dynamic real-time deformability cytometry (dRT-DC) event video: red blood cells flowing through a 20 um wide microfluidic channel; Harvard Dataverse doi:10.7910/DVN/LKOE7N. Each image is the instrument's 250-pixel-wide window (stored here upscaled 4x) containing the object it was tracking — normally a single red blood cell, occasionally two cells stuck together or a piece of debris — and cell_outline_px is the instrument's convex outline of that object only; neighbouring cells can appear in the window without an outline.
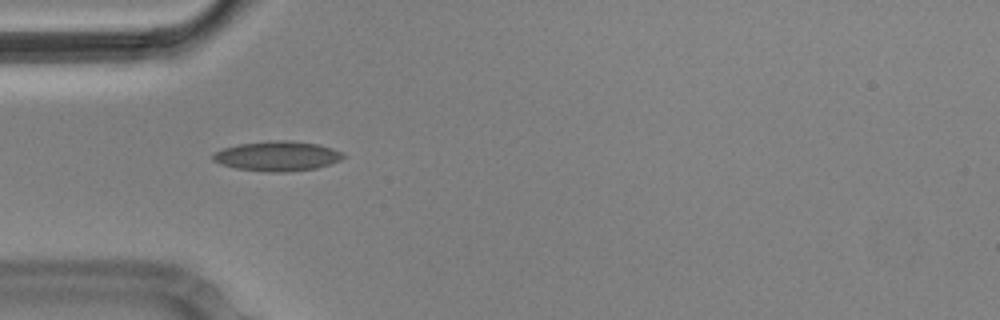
{"species": "Egyptian fruit bat (a non-hibernating species)", "species_latin": "Rousettus aegyptiacus", "temperature_condition": "cold", "stored_images_in_passage": 42, "camera_frame_rate_fps": 3000, "um_per_image_px": 0.085, "animal": {"sex": "male"}, "frame": {"image": 1, "passage_image": 3, "time_ms": 0.667, "image_size_px": [1000, 320], "cell_outline_px": [[348, 156], [340, 160], [316, 168], [284, 172], [268, 172], [236, 168], [220, 164], [212, 160], [212, 152], [224, 148], [240, 144], [276, 140], [288, 140], [320, 144], [344, 152]], "centroid_in_image_um": [23.59, 13.26], "position_along_channel_um": 61.4, "area_um2": 22.72}}
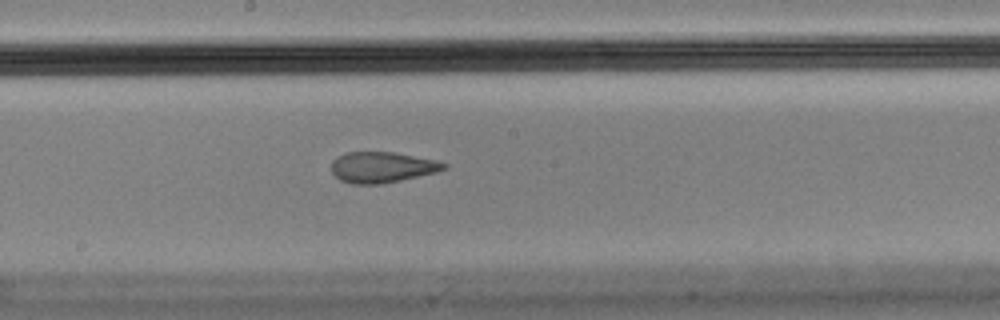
{"frame": {"image": 2, "passage_image": 16, "time_ms": 5.0, "image_size_px": [1000, 320], "cell_outline_px": [[448, 168], [436, 172], [400, 180], [380, 184], [352, 184], [340, 180], [332, 172], [332, 160], [336, 156], [344, 152], [392, 152], [436, 160], [448, 164]], "centroid_in_image_um": [32.45, 14.21], "position_along_channel_um": 215.7, "area_um2": 20.17}}
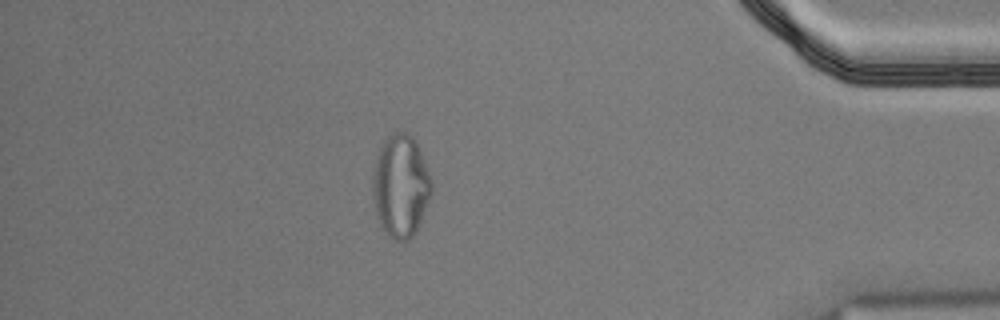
{"frame": {"image": 3, "passage_image": 35, "time_ms": 11.333, "image_size_px": [1000, 320], "cell_outline_px": [[432, 192], [416, 232], [408, 240], [396, 240], [380, 224], [372, 200], [372, 172], [376, 156], [384, 140], [388, 136], [396, 132], [408, 132], [416, 140], [420, 148], [432, 180]], "centroid_in_image_um": [34.05, 15.76], "position_along_channel_um": 401.1, "area_um2": 35.32}, "authors_computed_cell_mechanics": {"area_um2": 21.6461, "velocity_mm_per_s": 3.5807, "shape_relaxation_time_tau1_ms": null, "shape_relaxation_time_tau2_ms": 1.8522, "deformation_change_tau1": null, "deformation_change_tau2": 0.0885}}